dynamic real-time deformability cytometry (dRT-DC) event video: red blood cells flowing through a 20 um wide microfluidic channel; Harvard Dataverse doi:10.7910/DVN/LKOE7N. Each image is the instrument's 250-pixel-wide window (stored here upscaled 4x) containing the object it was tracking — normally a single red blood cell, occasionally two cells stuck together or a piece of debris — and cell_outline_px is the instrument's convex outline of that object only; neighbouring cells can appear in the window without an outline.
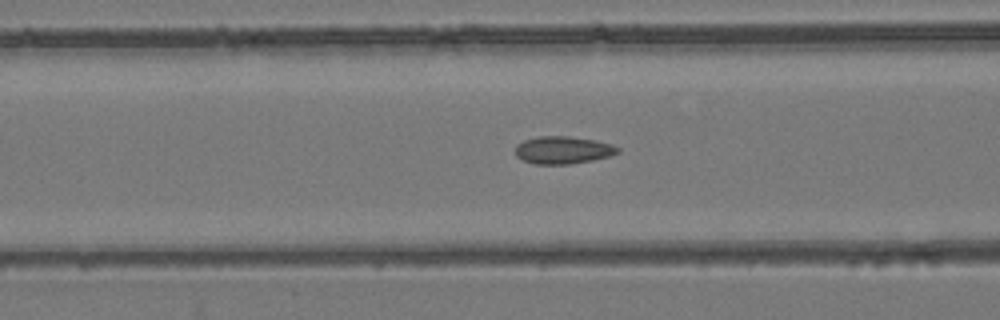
{"species": "common noctule bat (a hibernating species)", "species_latin": "Nyctalus noctula", "temperature_condition": "room temperature", "stored_images_in_passage": 20, "camera_frame_rate_fps": 3000, "um_per_image_px": 0.085, "animal": {"sex": "female", "body_mass_g": 24.6, "forearm_length_mm": 56.2}, "frame": {"image": 1, "passage_image": 11, "time_ms": 3.333, "image_size_px": [1000, 320], "cell_outline_px": [[620, 152], [608, 156], [592, 160], [568, 164], [536, 164], [524, 160], [516, 156], [516, 144], [524, 140], [540, 136], [568, 136], [596, 140], [612, 144], [620, 148]], "centroid_in_image_um": [47.86, 12.74], "position_along_channel_um": 118.7, "area_um2": 16.36}}
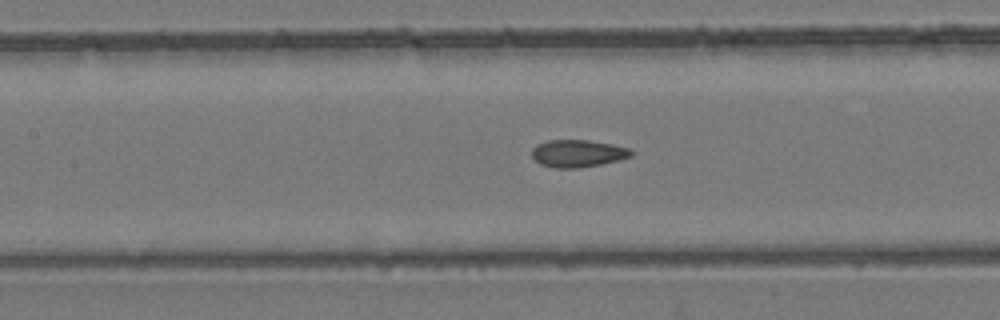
{"frame": {"image": 2, "passage_image": 14, "time_ms": 4.333, "image_size_px": [1000, 320], "cell_outline_px": [[636, 152], [632, 156], [620, 160], [600, 164], [576, 168], [556, 168], [540, 164], [532, 156], [532, 148], [536, 144], [548, 140], [588, 140], [612, 144], [628, 148]], "centroid_in_image_um": [49.13, 13.03], "position_along_channel_um": 158.3, "area_um2": 15.9}}